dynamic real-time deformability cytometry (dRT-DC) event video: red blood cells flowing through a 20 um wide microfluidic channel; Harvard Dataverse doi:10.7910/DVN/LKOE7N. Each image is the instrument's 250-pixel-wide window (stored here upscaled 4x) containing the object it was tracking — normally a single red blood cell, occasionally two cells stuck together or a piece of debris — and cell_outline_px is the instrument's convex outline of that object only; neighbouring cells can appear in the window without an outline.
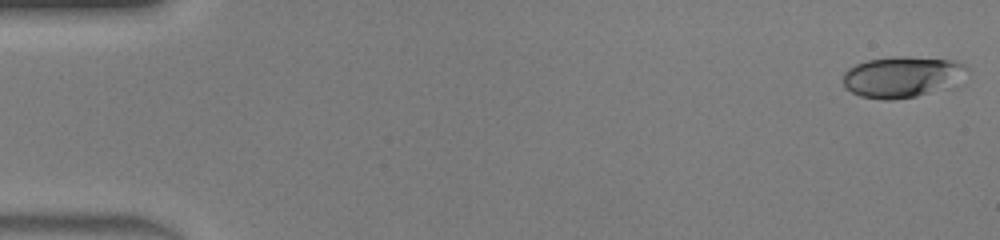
{"species": "human", "species_latin": "Homo sapiens", "temperature_condition": "warm", "stored_images_in_passage": 47, "camera_frame_rate_fps": 3000, "um_per_image_px": 0.085, "donor": {"sex": "male"}, "frame": {"image": 1, "passage_image": 1, "time_ms": 0.0, "image_size_px": [1000, 240], "cell_outline_px": [[968, 68], [952, 88], [916, 96], [892, 100], [884, 100], [860, 96], [844, 88], [844, 72], [848, 68], [856, 64], [868, 60], [892, 56], [908, 56], [952, 60], [964, 64]], "centroid_in_image_um": [76.68, 6.54], "position_along_channel_um": 8.3, "area_um2": 29.88}}
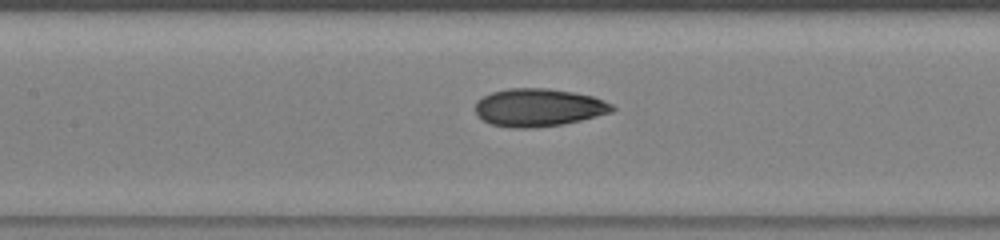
{"frame": {"image": 2, "passage_image": 22, "time_ms": 7.0, "image_size_px": [1000, 240], "cell_outline_px": [[616, 108], [612, 112], [564, 124], [536, 128], [512, 128], [492, 124], [476, 116], [476, 104], [484, 96], [492, 92], [508, 88], [548, 88], [572, 92], [592, 96], [604, 100], [612, 104]], "centroid_in_image_um": [45.79, 9.14], "position_along_channel_um": 161.6, "area_um2": 30.17}}
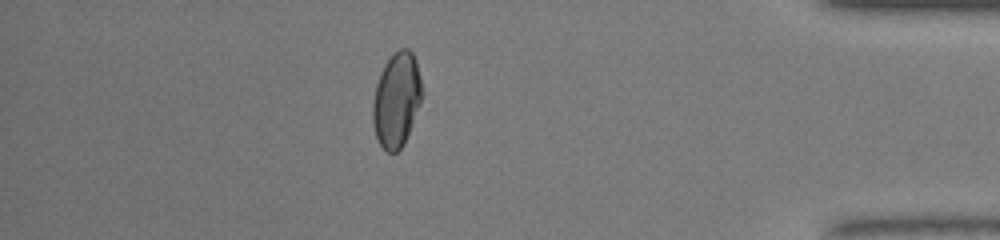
{"frame": {"image": 3, "passage_image": 41, "time_ms": 13.333, "image_size_px": [1000, 240], "cell_outline_px": [[420, 104], [404, 144], [396, 152], [388, 152], [380, 144], [376, 136], [372, 124], [372, 104], [376, 84], [380, 72], [384, 64], [392, 52], [400, 48], [408, 48], [412, 52], [416, 60], [420, 76]], "centroid_in_image_um": [33.68, 8.45], "position_along_channel_um": 401.5, "area_um2": 27.05}, "authors_computed_cell_mechanics": {"area_um2": 29.3624, "velocity_mm_per_s": 4.4096, "shape_relaxation_time_tau1_ms": 10.4053, "shape_relaxation_time_tau2_ms": 1.3741, "deformation_change_tau1": 0.3306, "deformation_change_tau2": 0.0687}}